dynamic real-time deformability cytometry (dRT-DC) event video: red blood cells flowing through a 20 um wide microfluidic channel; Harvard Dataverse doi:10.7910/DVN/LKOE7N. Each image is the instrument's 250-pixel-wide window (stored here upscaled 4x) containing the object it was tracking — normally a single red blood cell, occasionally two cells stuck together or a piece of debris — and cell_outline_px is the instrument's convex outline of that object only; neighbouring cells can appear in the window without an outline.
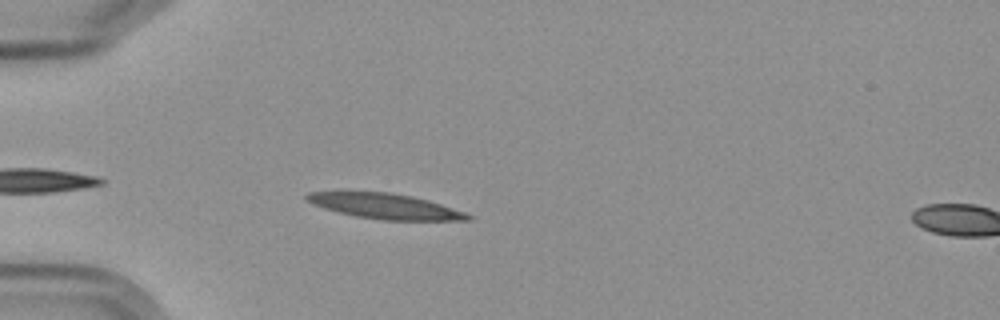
{"species": "Egyptian fruit bat (a non-hibernating species)", "species_latin": "Rousettus aegyptiacus", "temperature_condition": "cold", "stored_images_in_passage": 5, "camera_frame_rate_fps": 3000, "um_per_image_px": 0.085, "frame": {"image": 1, "passage_image": 4, "time_ms": 4.667, "image_size_px": [1000, 320], "cell_outline_px": [[472, 220], [380, 220], [356, 216], [324, 208], [312, 204], [304, 196], [308, 192], [388, 192], [412, 196], [428, 200], [464, 212], [472, 216]], "centroid_in_image_um": [32.74, 17.53], "position_along_channel_um": 52.3, "area_um2": 23.41}}